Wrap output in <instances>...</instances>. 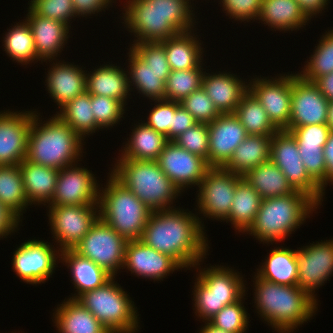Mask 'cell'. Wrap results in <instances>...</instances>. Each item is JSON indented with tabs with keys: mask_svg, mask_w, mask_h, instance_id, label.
I'll return each instance as SVG.
<instances>
[{
	"mask_svg": "<svg viewBox=\"0 0 333 333\" xmlns=\"http://www.w3.org/2000/svg\"><path fill=\"white\" fill-rule=\"evenodd\" d=\"M186 211L181 208L152 211L140 240L190 269L200 265L209 246L201 219L196 213Z\"/></svg>",
	"mask_w": 333,
	"mask_h": 333,
	"instance_id": "1",
	"label": "cell"
},
{
	"mask_svg": "<svg viewBox=\"0 0 333 333\" xmlns=\"http://www.w3.org/2000/svg\"><path fill=\"white\" fill-rule=\"evenodd\" d=\"M127 3L122 18L128 31L137 37L134 43L162 42L193 30L196 23L191 0H129Z\"/></svg>",
	"mask_w": 333,
	"mask_h": 333,
	"instance_id": "2",
	"label": "cell"
},
{
	"mask_svg": "<svg viewBox=\"0 0 333 333\" xmlns=\"http://www.w3.org/2000/svg\"><path fill=\"white\" fill-rule=\"evenodd\" d=\"M258 314L279 333L293 332L312 318L318 303L297 285L277 284L254 275Z\"/></svg>",
	"mask_w": 333,
	"mask_h": 333,
	"instance_id": "3",
	"label": "cell"
},
{
	"mask_svg": "<svg viewBox=\"0 0 333 333\" xmlns=\"http://www.w3.org/2000/svg\"><path fill=\"white\" fill-rule=\"evenodd\" d=\"M35 112L27 138L26 159L57 170L78 163L83 140L56 114L43 124Z\"/></svg>",
	"mask_w": 333,
	"mask_h": 333,
	"instance_id": "4",
	"label": "cell"
},
{
	"mask_svg": "<svg viewBox=\"0 0 333 333\" xmlns=\"http://www.w3.org/2000/svg\"><path fill=\"white\" fill-rule=\"evenodd\" d=\"M318 206L310 196L300 191L262 199L255 220L246 233L263 244L281 242L298 229Z\"/></svg>",
	"mask_w": 333,
	"mask_h": 333,
	"instance_id": "5",
	"label": "cell"
},
{
	"mask_svg": "<svg viewBox=\"0 0 333 333\" xmlns=\"http://www.w3.org/2000/svg\"><path fill=\"white\" fill-rule=\"evenodd\" d=\"M116 162L111 174L149 209H175L171 205L181 191L165 175L157 161L118 159Z\"/></svg>",
	"mask_w": 333,
	"mask_h": 333,
	"instance_id": "6",
	"label": "cell"
},
{
	"mask_svg": "<svg viewBox=\"0 0 333 333\" xmlns=\"http://www.w3.org/2000/svg\"><path fill=\"white\" fill-rule=\"evenodd\" d=\"M108 178L99 190L100 218L127 240H140L152 210L111 173Z\"/></svg>",
	"mask_w": 333,
	"mask_h": 333,
	"instance_id": "7",
	"label": "cell"
},
{
	"mask_svg": "<svg viewBox=\"0 0 333 333\" xmlns=\"http://www.w3.org/2000/svg\"><path fill=\"white\" fill-rule=\"evenodd\" d=\"M114 278L102 287L83 293L76 300L110 333H134L139 328L137 307Z\"/></svg>",
	"mask_w": 333,
	"mask_h": 333,
	"instance_id": "8",
	"label": "cell"
},
{
	"mask_svg": "<svg viewBox=\"0 0 333 333\" xmlns=\"http://www.w3.org/2000/svg\"><path fill=\"white\" fill-rule=\"evenodd\" d=\"M129 48V87L151 100L164 99L171 69L162 42L133 43ZM132 83V84H131Z\"/></svg>",
	"mask_w": 333,
	"mask_h": 333,
	"instance_id": "9",
	"label": "cell"
},
{
	"mask_svg": "<svg viewBox=\"0 0 333 333\" xmlns=\"http://www.w3.org/2000/svg\"><path fill=\"white\" fill-rule=\"evenodd\" d=\"M127 242L125 237L99 218L73 250L115 277L117 271L123 268Z\"/></svg>",
	"mask_w": 333,
	"mask_h": 333,
	"instance_id": "10",
	"label": "cell"
},
{
	"mask_svg": "<svg viewBox=\"0 0 333 333\" xmlns=\"http://www.w3.org/2000/svg\"><path fill=\"white\" fill-rule=\"evenodd\" d=\"M270 160L282 171L296 191L310 196L318 205L324 190L309 176L299 154L295 138L281 130L272 136Z\"/></svg>",
	"mask_w": 333,
	"mask_h": 333,
	"instance_id": "11",
	"label": "cell"
},
{
	"mask_svg": "<svg viewBox=\"0 0 333 333\" xmlns=\"http://www.w3.org/2000/svg\"><path fill=\"white\" fill-rule=\"evenodd\" d=\"M243 176L223 167H210L200 182L197 195L199 214L226 221L228 219L237 183ZM201 212V213H200Z\"/></svg>",
	"mask_w": 333,
	"mask_h": 333,
	"instance_id": "12",
	"label": "cell"
},
{
	"mask_svg": "<svg viewBox=\"0 0 333 333\" xmlns=\"http://www.w3.org/2000/svg\"><path fill=\"white\" fill-rule=\"evenodd\" d=\"M48 207L49 223L60 251L73 249L100 218L99 205Z\"/></svg>",
	"mask_w": 333,
	"mask_h": 333,
	"instance_id": "13",
	"label": "cell"
},
{
	"mask_svg": "<svg viewBox=\"0 0 333 333\" xmlns=\"http://www.w3.org/2000/svg\"><path fill=\"white\" fill-rule=\"evenodd\" d=\"M49 244L44 240L29 239L13 252V270L27 284L44 283L55 272L61 251Z\"/></svg>",
	"mask_w": 333,
	"mask_h": 333,
	"instance_id": "14",
	"label": "cell"
},
{
	"mask_svg": "<svg viewBox=\"0 0 333 333\" xmlns=\"http://www.w3.org/2000/svg\"><path fill=\"white\" fill-rule=\"evenodd\" d=\"M279 76L271 79L255 77L249 82L248 90L263 106L273 125L281 131L288 127L290 120L291 74Z\"/></svg>",
	"mask_w": 333,
	"mask_h": 333,
	"instance_id": "15",
	"label": "cell"
},
{
	"mask_svg": "<svg viewBox=\"0 0 333 333\" xmlns=\"http://www.w3.org/2000/svg\"><path fill=\"white\" fill-rule=\"evenodd\" d=\"M95 175L77 163L58 171L55 193L48 206L99 205V190Z\"/></svg>",
	"mask_w": 333,
	"mask_h": 333,
	"instance_id": "16",
	"label": "cell"
},
{
	"mask_svg": "<svg viewBox=\"0 0 333 333\" xmlns=\"http://www.w3.org/2000/svg\"><path fill=\"white\" fill-rule=\"evenodd\" d=\"M328 104L314 82L291 73V113L287 128L326 124Z\"/></svg>",
	"mask_w": 333,
	"mask_h": 333,
	"instance_id": "17",
	"label": "cell"
},
{
	"mask_svg": "<svg viewBox=\"0 0 333 333\" xmlns=\"http://www.w3.org/2000/svg\"><path fill=\"white\" fill-rule=\"evenodd\" d=\"M297 262V286L317 302L315 289L333 275V239L303 246L297 250Z\"/></svg>",
	"mask_w": 333,
	"mask_h": 333,
	"instance_id": "18",
	"label": "cell"
},
{
	"mask_svg": "<svg viewBox=\"0 0 333 333\" xmlns=\"http://www.w3.org/2000/svg\"><path fill=\"white\" fill-rule=\"evenodd\" d=\"M156 161L181 192L188 186H199L210 168L204 158L179 147L174 141H169L165 145Z\"/></svg>",
	"mask_w": 333,
	"mask_h": 333,
	"instance_id": "19",
	"label": "cell"
},
{
	"mask_svg": "<svg viewBox=\"0 0 333 333\" xmlns=\"http://www.w3.org/2000/svg\"><path fill=\"white\" fill-rule=\"evenodd\" d=\"M33 111L0 112V165H18L27 153Z\"/></svg>",
	"mask_w": 333,
	"mask_h": 333,
	"instance_id": "20",
	"label": "cell"
},
{
	"mask_svg": "<svg viewBox=\"0 0 333 333\" xmlns=\"http://www.w3.org/2000/svg\"><path fill=\"white\" fill-rule=\"evenodd\" d=\"M208 135V165L223 167L248 134L234 113H225L208 124Z\"/></svg>",
	"mask_w": 333,
	"mask_h": 333,
	"instance_id": "21",
	"label": "cell"
},
{
	"mask_svg": "<svg viewBox=\"0 0 333 333\" xmlns=\"http://www.w3.org/2000/svg\"><path fill=\"white\" fill-rule=\"evenodd\" d=\"M142 278L161 280L183 267L171 256L156 251L141 240H128L123 268Z\"/></svg>",
	"mask_w": 333,
	"mask_h": 333,
	"instance_id": "22",
	"label": "cell"
},
{
	"mask_svg": "<svg viewBox=\"0 0 333 333\" xmlns=\"http://www.w3.org/2000/svg\"><path fill=\"white\" fill-rule=\"evenodd\" d=\"M26 16L24 20L31 28L36 54L41 59V63L42 61L55 60L68 41L71 26L64 22L41 17L30 8Z\"/></svg>",
	"mask_w": 333,
	"mask_h": 333,
	"instance_id": "23",
	"label": "cell"
},
{
	"mask_svg": "<svg viewBox=\"0 0 333 333\" xmlns=\"http://www.w3.org/2000/svg\"><path fill=\"white\" fill-rule=\"evenodd\" d=\"M48 70L46 88L60 109L67 102L86 92V72L78 65L60 61L51 64Z\"/></svg>",
	"mask_w": 333,
	"mask_h": 333,
	"instance_id": "24",
	"label": "cell"
},
{
	"mask_svg": "<svg viewBox=\"0 0 333 333\" xmlns=\"http://www.w3.org/2000/svg\"><path fill=\"white\" fill-rule=\"evenodd\" d=\"M230 73L209 74L205 71L203 74L201 87L221 114L235 113L242 96L248 91V84Z\"/></svg>",
	"mask_w": 333,
	"mask_h": 333,
	"instance_id": "25",
	"label": "cell"
},
{
	"mask_svg": "<svg viewBox=\"0 0 333 333\" xmlns=\"http://www.w3.org/2000/svg\"><path fill=\"white\" fill-rule=\"evenodd\" d=\"M59 260L62 263L65 262L68 268L70 267L74 289H77V295L74 293L70 299H77L87 291L102 287L113 277L104 268L82 257L73 249L62 250Z\"/></svg>",
	"mask_w": 333,
	"mask_h": 333,
	"instance_id": "26",
	"label": "cell"
},
{
	"mask_svg": "<svg viewBox=\"0 0 333 333\" xmlns=\"http://www.w3.org/2000/svg\"><path fill=\"white\" fill-rule=\"evenodd\" d=\"M26 198L30 205H49L55 193L58 171L28 161L26 158L19 164Z\"/></svg>",
	"mask_w": 333,
	"mask_h": 333,
	"instance_id": "27",
	"label": "cell"
},
{
	"mask_svg": "<svg viewBox=\"0 0 333 333\" xmlns=\"http://www.w3.org/2000/svg\"><path fill=\"white\" fill-rule=\"evenodd\" d=\"M114 66L104 64L92 73L86 71V91L92 95L111 97L124 105L130 95L128 72Z\"/></svg>",
	"mask_w": 333,
	"mask_h": 333,
	"instance_id": "28",
	"label": "cell"
},
{
	"mask_svg": "<svg viewBox=\"0 0 333 333\" xmlns=\"http://www.w3.org/2000/svg\"><path fill=\"white\" fill-rule=\"evenodd\" d=\"M53 314L54 323L59 333H110L76 299L64 300Z\"/></svg>",
	"mask_w": 333,
	"mask_h": 333,
	"instance_id": "29",
	"label": "cell"
},
{
	"mask_svg": "<svg viewBox=\"0 0 333 333\" xmlns=\"http://www.w3.org/2000/svg\"><path fill=\"white\" fill-rule=\"evenodd\" d=\"M271 141L272 136L247 135L223 168L244 176L256 166L270 160Z\"/></svg>",
	"mask_w": 333,
	"mask_h": 333,
	"instance_id": "30",
	"label": "cell"
},
{
	"mask_svg": "<svg viewBox=\"0 0 333 333\" xmlns=\"http://www.w3.org/2000/svg\"><path fill=\"white\" fill-rule=\"evenodd\" d=\"M240 273L226 266H210L199 271L197 278L216 298H226V305L235 303L245 295V284Z\"/></svg>",
	"mask_w": 333,
	"mask_h": 333,
	"instance_id": "31",
	"label": "cell"
},
{
	"mask_svg": "<svg viewBox=\"0 0 333 333\" xmlns=\"http://www.w3.org/2000/svg\"><path fill=\"white\" fill-rule=\"evenodd\" d=\"M138 124H135L119 159L156 161L169 141L165 135L156 132L143 121Z\"/></svg>",
	"mask_w": 333,
	"mask_h": 333,
	"instance_id": "32",
	"label": "cell"
},
{
	"mask_svg": "<svg viewBox=\"0 0 333 333\" xmlns=\"http://www.w3.org/2000/svg\"><path fill=\"white\" fill-rule=\"evenodd\" d=\"M257 19L281 31L299 30L309 21L297 0H262Z\"/></svg>",
	"mask_w": 333,
	"mask_h": 333,
	"instance_id": "33",
	"label": "cell"
},
{
	"mask_svg": "<svg viewBox=\"0 0 333 333\" xmlns=\"http://www.w3.org/2000/svg\"><path fill=\"white\" fill-rule=\"evenodd\" d=\"M162 43L171 70L194 69L203 60L204 51L195 37L194 30L179 33L163 40Z\"/></svg>",
	"mask_w": 333,
	"mask_h": 333,
	"instance_id": "34",
	"label": "cell"
},
{
	"mask_svg": "<svg viewBox=\"0 0 333 333\" xmlns=\"http://www.w3.org/2000/svg\"><path fill=\"white\" fill-rule=\"evenodd\" d=\"M262 264L256 273L260 278L282 285H297V250L274 248Z\"/></svg>",
	"mask_w": 333,
	"mask_h": 333,
	"instance_id": "35",
	"label": "cell"
},
{
	"mask_svg": "<svg viewBox=\"0 0 333 333\" xmlns=\"http://www.w3.org/2000/svg\"><path fill=\"white\" fill-rule=\"evenodd\" d=\"M243 178L258 192L262 199L296 192L279 167L271 160L248 171Z\"/></svg>",
	"mask_w": 333,
	"mask_h": 333,
	"instance_id": "36",
	"label": "cell"
},
{
	"mask_svg": "<svg viewBox=\"0 0 333 333\" xmlns=\"http://www.w3.org/2000/svg\"><path fill=\"white\" fill-rule=\"evenodd\" d=\"M261 202L258 192L242 178L237 183L226 223L229 221L238 232L245 233L253 224Z\"/></svg>",
	"mask_w": 333,
	"mask_h": 333,
	"instance_id": "37",
	"label": "cell"
},
{
	"mask_svg": "<svg viewBox=\"0 0 333 333\" xmlns=\"http://www.w3.org/2000/svg\"><path fill=\"white\" fill-rule=\"evenodd\" d=\"M92 111L91 94L86 91L67 102L59 112H56V115L70 126L84 142L85 136L101 129L96 124Z\"/></svg>",
	"mask_w": 333,
	"mask_h": 333,
	"instance_id": "38",
	"label": "cell"
},
{
	"mask_svg": "<svg viewBox=\"0 0 333 333\" xmlns=\"http://www.w3.org/2000/svg\"><path fill=\"white\" fill-rule=\"evenodd\" d=\"M0 202L19 219L28 202L24 190L21 169L18 165H0Z\"/></svg>",
	"mask_w": 333,
	"mask_h": 333,
	"instance_id": "39",
	"label": "cell"
},
{
	"mask_svg": "<svg viewBox=\"0 0 333 333\" xmlns=\"http://www.w3.org/2000/svg\"><path fill=\"white\" fill-rule=\"evenodd\" d=\"M234 114L239 118L248 135L273 136L279 131L249 90L242 96Z\"/></svg>",
	"mask_w": 333,
	"mask_h": 333,
	"instance_id": "40",
	"label": "cell"
},
{
	"mask_svg": "<svg viewBox=\"0 0 333 333\" xmlns=\"http://www.w3.org/2000/svg\"><path fill=\"white\" fill-rule=\"evenodd\" d=\"M4 51L13 61L22 65L41 59L36 54L34 38L28 22H18L5 34Z\"/></svg>",
	"mask_w": 333,
	"mask_h": 333,
	"instance_id": "41",
	"label": "cell"
},
{
	"mask_svg": "<svg viewBox=\"0 0 333 333\" xmlns=\"http://www.w3.org/2000/svg\"><path fill=\"white\" fill-rule=\"evenodd\" d=\"M201 63L194 69L171 70L165 81L164 99L181 102L202 86L204 69Z\"/></svg>",
	"mask_w": 333,
	"mask_h": 333,
	"instance_id": "42",
	"label": "cell"
},
{
	"mask_svg": "<svg viewBox=\"0 0 333 333\" xmlns=\"http://www.w3.org/2000/svg\"><path fill=\"white\" fill-rule=\"evenodd\" d=\"M323 34L319 44L313 51V55L309 58L303 68V71L298 74L309 82H314L326 74L333 72V29L326 31Z\"/></svg>",
	"mask_w": 333,
	"mask_h": 333,
	"instance_id": "43",
	"label": "cell"
},
{
	"mask_svg": "<svg viewBox=\"0 0 333 333\" xmlns=\"http://www.w3.org/2000/svg\"><path fill=\"white\" fill-rule=\"evenodd\" d=\"M243 297L235 303L224 306L208 322L218 329L230 333H245L250 317L243 305Z\"/></svg>",
	"mask_w": 333,
	"mask_h": 333,
	"instance_id": "44",
	"label": "cell"
},
{
	"mask_svg": "<svg viewBox=\"0 0 333 333\" xmlns=\"http://www.w3.org/2000/svg\"><path fill=\"white\" fill-rule=\"evenodd\" d=\"M91 107L96 124L101 128L113 127L124 118L125 105L111 97L92 95Z\"/></svg>",
	"mask_w": 333,
	"mask_h": 333,
	"instance_id": "45",
	"label": "cell"
},
{
	"mask_svg": "<svg viewBox=\"0 0 333 333\" xmlns=\"http://www.w3.org/2000/svg\"><path fill=\"white\" fill-rule=\"evenodd\" d=\"M179 103L193 116L197 123L209 124L221 114L202 87Z\"/></svg>",
	"mask_w": 333,
	"mask_h": 333,
	"instance_id": "46",
	"label": "cell"
},
{
	"mask_svg": "<svg viewBox=\"0 0 333 333\" xmlns=\"http://www.w3.org/2000/svg\"><path fill=\"white\" fill-rule=\"evenodd\" d=\"M174 142L192 154L204 158L208 163L209 135L208 124L196 123L180 134Z\"/></svg>",
	"mask_w": 333,
	"mask_h": 333,
	"instance_id": "47",
	"label": "cell"
},
{
	"mask_svg": "<svg viewBox=\"0 0 333 333\" xmlns=\"http://www.w3.org/2000/svg\"><path fill=\"white\" fill-rule=\"evenodd\" d=\"M29 4L35 14L67 25L76 17L72 0H31Z\"/></svg>",
	"mask_w": 333,
	"mask_h": 333,
	"instance_id": "48",
	"label": "cell"
},
{
	"mask_svg": "<svg viewBox=\"0 0 333 333\" xmlns=\"http://www.w3.org/2000/svg\"><path fill=\"white\" fill-rule=\"evenodd\" d=\"M195 281L193 289L195 313L196 315L198 313L197 317L203 319V322H208L226 306V298H216L198 278Z\"/></svg>",
	"mask_w": 333,
	"mask_h": 333,
	"instance_id": "49",
	"label": "cell"
},
{
	"mask_svg": "<svg viewBox=\"0 0 333 333\" xmlns=\"http://www.w3.org/2000/svg\"><path fill=\"white\" fill-rule=\"evenodd\" d=\"M298 149L307 173L325 191L326 166L323 146L298 145Z\"/></svg>",
	"mask_w": 333,
	"mask_h": 333,
	"instance_id": "50",
	"label": "cell"
},
{
	"mask_svg": "<svg viewBox=\"0 0 333 333\" xmlns=\"http://www.w3.org/2000/svg\"><path fill=\"white\" fill-rule=\"evenodd\" d=\"M156 105L149 111L146 125L156 132L162 133L170 141V126H172L173 113L176 110V102L167 99L153 100ZM158 103V104H157Z\"/></svg>",
	"mask_w": 333,
	"mask_h": 333,
	"instance_id": "51",
	"label": "cell"
},
{
	"mask_svg": "<svg viewBox=\"0 0 333 333\" xmlns=\"http://www.w3.org/2000/svg\"><path fill=\"white\" fill-rule=\"evenodd\" d=\"M298 145L324 146L331 132L327 124H311L296 128H286Z\"/></svg>",
	"mask_w": 333,
	"mask_h": 333,
	"instance_id": "52",
	"label": "cell"
},
{
	"mask_svg": "<svg viewBox=\"0 0 333 333\" xmlns=\"http://www.w3.org/2000/svg\"><path fill=\"white\" fill-rule=\"evenodd\" d=\"M221 3L223 11L230 16L229 18L249 22L250 19L257 20L262 0H220L219 4Z\"/></svg>",
	"mask_w": 333,
	"mask_h": 333,
	"instance_id": "53",
	"label": "cell"
},
{
	"mask_svg": "<svg viewBox=\"0 0 333 333\" xmlns=\"http://www.w3.org/2000/svg\"><path fill=\"white\" fill-rule=\"evenodd\" d=\"M196 123L193 116L179 102H176V110L173 113L172 126H170V141H174Z\"/></svg>",
	"mask_w": 333,
	"mask_h": 333,
	"instance_id": "54",
	"label": "cell"
},
{
	"mask_svg": "<svg viewBox=\"0 0 333 333\" xmlns=\"http://www.w3.org/2000/svg\"><path fill=\"white\" fill-rule=\"evenodd\" d=\"M112 3L113 0H72L76 16L79 17L91 16L111 6Z\"/></svg>",
	"mask_w": 333,
	"mask_h": 333,
	"instance_id": "55",
	"label": "cell"
},
{
	"mask_svg": "<svg viewBox=\"0 0 333 333\" xmlns=\"http://www.w3.org/2000/svg\"><path fill=\"white\" fill-rule=\"evenodd\" d=\"M20 219L0 202V238L16 232Z\"/></svg>",
	"mask_w": 333,
	"mask_h": 333,
	"instance_id": "56",
	"label": "cell"
},
{
	"mask_svg": "<svg viewBox=\"0 0 333 333\" xmlns=\"http://www.w3.org/2000/svg\"><path fill=\"white\" fill-rule=\"evenodd\" d=\"M329 0H297L300 9L311 20L312 16L321 13L327 7Z\"/></svg>",
	"mask_w": 333,
	"mask_h": 333,
	"instance_id": "57",
	"label": "cell"
},
{
	"mask_svg": "<svg viewBox=\"0 0 333 333\" xmlns=\"http://www.w3.org/2000/svg\"><path fill=\"white\" fill-rule=\"evenodd\" d=\"M323 154L326 166V186L328 183L333 184V131L330 132L328 139L323 146Z\"/></svg>",
	"mask_w": 333,
	"mask_h": 333,
	"instance_id": "58",
	"label": "cell"
},
{
	"mask_svg": "<svg viewBox=\"0 0 333 333\" xmlns=\"http://www.w3.org/2000/svg\"><path fill=\"white\" fill-rule=\"evenodd\" d=\"M314 84L328 101H333V72L317 78Z\"/></svg>",
	"mask_w": 333,
	"mask_h": 333,
	"instance_id": "59",
	"label": "cell"
},
{
	"mask_svg": "<svg viewBox=\"0 0 333 333\" xmlns=\"http://www.w3.org/2000/svg\"><path fill=\"white\" fill-rule=\"evenodd\" d=\"M199 333H230V332L218 329L209 322H205L204 326L200 329Z\"/></svg>",
	"mask_w": 333,
	"mask_h": 333,
	"instance_id": "60",
	"label": "cell"
},
{
	"mask_svg": "<svg viewBox=\"0 0 333 333\" xmlns=\"http://www.w3.org/2000/svg\"><path fill=\"white\" fill-rule=\"evenodd\" d=\"M329 129L333 131V101H329L327 110V122Z\"/></svg>",
	"mask_w": 333,
	"mask_h": 333,
	"instance_id": "61",
	"label": "cell"
}]
</instances>
